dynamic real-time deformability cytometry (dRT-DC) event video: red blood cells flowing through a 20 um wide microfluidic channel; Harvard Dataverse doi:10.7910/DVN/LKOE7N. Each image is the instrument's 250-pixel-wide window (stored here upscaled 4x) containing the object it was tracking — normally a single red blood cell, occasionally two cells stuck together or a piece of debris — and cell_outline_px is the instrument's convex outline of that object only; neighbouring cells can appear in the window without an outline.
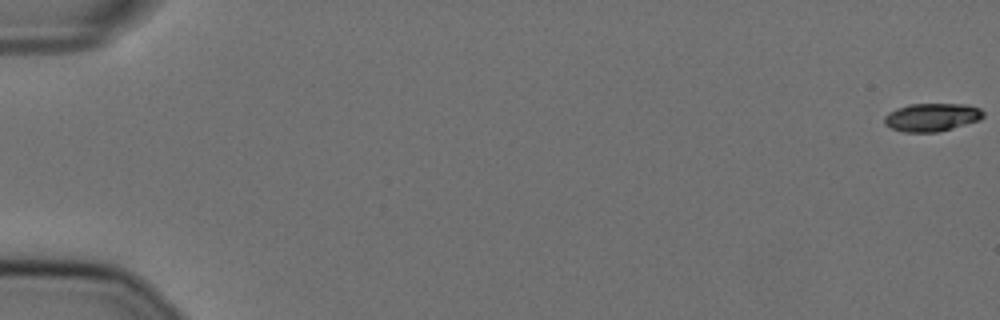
{"species": "Egyptian fruit bat (a non-hibernating species)", "species_latin": "Rousettus aegyptiacus", "temperature_condition": "cold", "stored_images_in_passage": 51, "camera_frame_rate_fps": 3000, "um_per_image_px": 0.085, "animal": {"sex": "female"}, "frame": {"image": 1, "passage_image": 1, "time_ms": 0.0, "image_size_px": [1000, 320], "cell_outline_px": [[984, 116], [980, 120], [952, 128], [936, 132], [904, 132], [892, 128], [884, 124], [884, 116], [888, 112], [896, 108], [908, 104], [968, 104], [980, 108], [984, 112]], "centroid_in_image_um": [79.2, 9.95], "position_along_channel_um": 5.8, "area_um2": 16.3}}
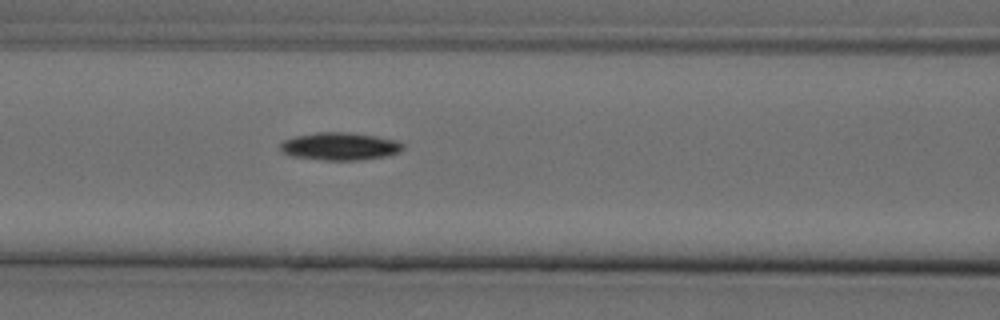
{"frame": {"image": 2, "passage_image": 26, "time_ms": 8.333, "image_size_px": [1000, 320], "cell_outline_px": [[404, 148], [400, 152], [384, 156], [360, 160], [324, 160], [292, 156], [284, 152], [280, 148], [280, 144], [284, 140], [296, 136], [316, 132], [352, 132], [400, 140], [404, 144]], "centroid_in_image_um": [28.94, 12.42], "position_along_channel_um": 137.7, "area_um2": 19.88}}
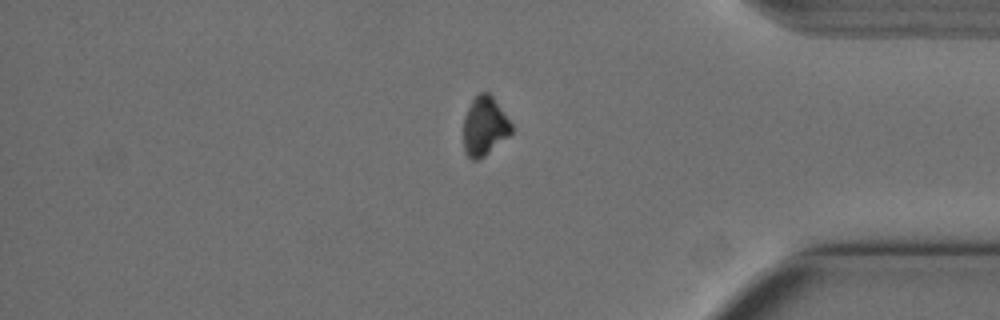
{"frame": {"image": 3, "passage_image": 49, "time_ms": 16.0, "image_size_px": [1000, 320], "cell_outline_px": [[512, 132], [508, 136], [480, 160], [472, 160], [464, 152], [464, 116], [472, 100], [480, 92], [488, 92], [492, 96], [512, 124]], "centroid_in_image_um": [41.18, 10.75], "position_along_channel_um": 394.0, "area_um2": 16.36}}